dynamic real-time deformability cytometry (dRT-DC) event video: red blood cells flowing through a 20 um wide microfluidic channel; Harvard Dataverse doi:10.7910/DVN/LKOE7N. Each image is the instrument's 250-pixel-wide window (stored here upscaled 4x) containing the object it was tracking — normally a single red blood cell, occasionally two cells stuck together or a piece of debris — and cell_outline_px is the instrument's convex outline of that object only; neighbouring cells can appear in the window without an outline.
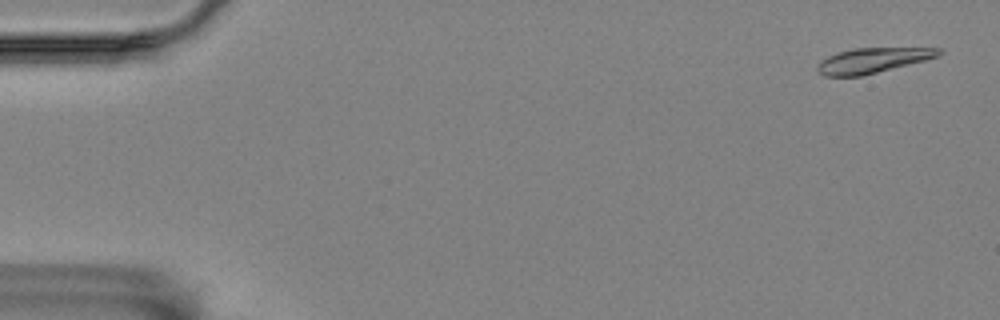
{"species": "Egyptian fruit bat (a non-hibernating species)", "species_latin": "Rousettus aegyptiacus", "temperature_condition": "room temperature", "stored_images_in_passage": 4, "camera_frame_rate_fps": 3000, "um_per_image_px": 0.085, "animal": {"sex": "female"}, "frame": {"image": 1, "passage_image": 1, "time_ms": 0.0, "image_size_px": [1000, 320], "cell_outline_px": [[944, 52], [936, 56], [924, 60], [860, 76], [824, 76], [816, 72], [816, 64], [820, 60], [836, 52], [856, 48], [940, 48]], "centroid_in_image_um": [74.07, 5.13], "position_along_channel_um": 10.9, "area_um2": 17.57}}
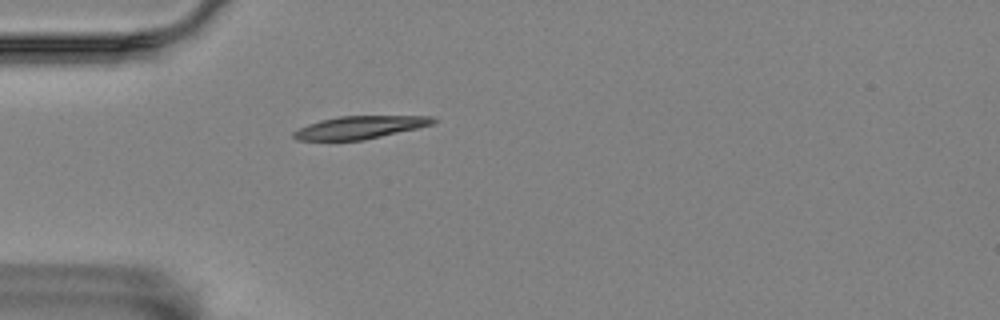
{"frame": {"image": 2, "passage_image": 4, "time_ms": 1.0, "image_size_px": [1000, 320], "cell_outline_px": [[436, 124], [420, 128], [364, 140], [296, 140], [292, 136], [292, 132], [308, 124], [320, 120], [340, 116], [432, 116], [436, 120]], "centroid_in_image_um": [30.63, 10.83], "position_along_channel_um": 54.4, "area_um2": 18.61}}